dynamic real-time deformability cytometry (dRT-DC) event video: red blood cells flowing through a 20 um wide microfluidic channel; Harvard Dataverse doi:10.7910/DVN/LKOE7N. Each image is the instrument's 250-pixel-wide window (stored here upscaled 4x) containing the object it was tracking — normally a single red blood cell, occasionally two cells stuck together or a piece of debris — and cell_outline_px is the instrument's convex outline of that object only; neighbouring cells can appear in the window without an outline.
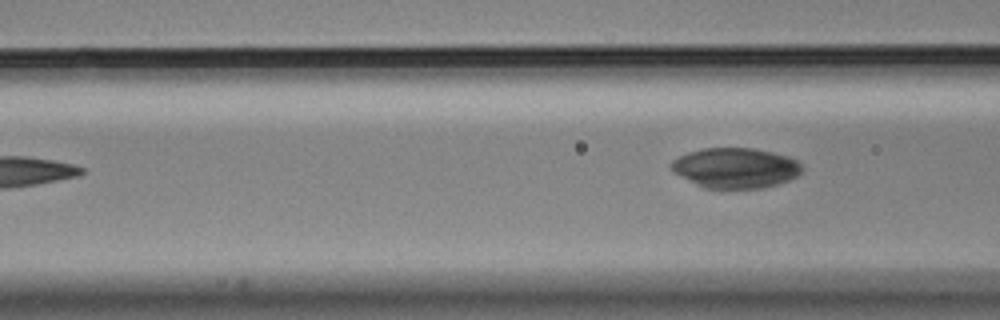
{"species": "Egyptian fruit bat (a non-hibernating species)", "species_latin": "Rousettus aegyptiacus", "temperature_condition": "cold", "stored_images_in_passage": 6, "camera_frame_rate_fps": 3000, "um_per_image_px": 0.085, "animal": {"sex": "male"}, "frame": {"image": 1, "passage_image": 6, "time_ms": 1.667, "image_size_px": [1000, 320], "cell_outline_px": [[804, 172], [788, 180], [764, 188], [704, 188], [672, 172], [672, 160], [688, 152], [704, 148], [752, 148], [772, 152], [788, 156], [796, 160], [804, 168]], "centroid_in_image_um": [62.54, 14.27], "position_along_channel_um": 104.1, "area_um2": 30.58}}